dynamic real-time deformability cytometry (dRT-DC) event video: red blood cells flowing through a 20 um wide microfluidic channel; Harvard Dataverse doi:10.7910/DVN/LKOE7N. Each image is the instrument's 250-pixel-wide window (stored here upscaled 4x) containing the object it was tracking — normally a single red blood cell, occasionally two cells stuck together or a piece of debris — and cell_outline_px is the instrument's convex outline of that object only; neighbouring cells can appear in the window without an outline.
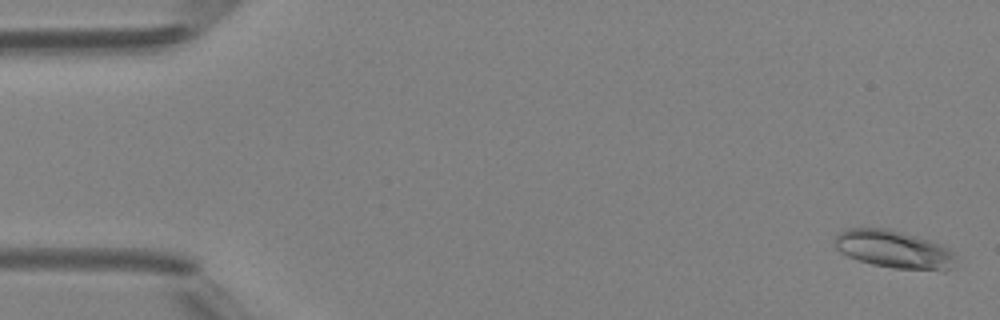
{"species": "Egyptian fruit bat (a non-hibernating species)", "species_latin": "Rousettus aegyptiacus", "temperature_condition": "room temperature", "stored_images_in_passage": 6, "camera_frame_rate_fps": 3000, "um_per_image_px": 0.085, "animal": {"sex": "female"}, "frame": {"image": 1, "passage_image": 1, "time_ms": 0.0, "image_size_px": [1000, 320], "cell_outline_px": [[952, 268], [944, 272], [940, 272], [892, 268], [872, 264], [848, 256], [840, 252], [836, 248], [836, 236], [840, 232], [848, 228], [888, 228], [932, 240], [948, 248], [952, 252]], "centroid_in_image_um": [76.01, 21.21], "position_along_channel_um": 9.0, "area_um2": 26.76}}
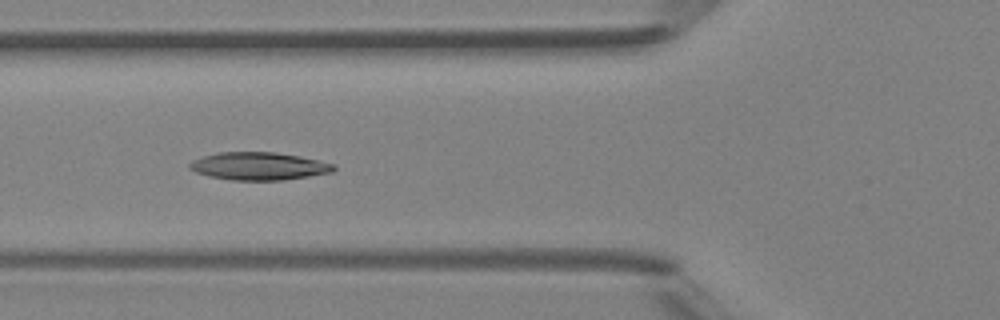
{"frame": {"image": 2, "passage_image": 6, "time_ms": 5.667, "image_size_px": [1000, 320], "cell_outline_px": [[336, 168], [332, 172], [284, 180], [232, 180], [208, 176], [196, 172], [188, 168], [188, 164], [192, 160], [216, 152], [276, 152], [300, 156], [336, 164]], "centroid_in_image_um": [21.99, 14.12], "position_along_channel_um": 103.8, "area_um2": 23.41}}